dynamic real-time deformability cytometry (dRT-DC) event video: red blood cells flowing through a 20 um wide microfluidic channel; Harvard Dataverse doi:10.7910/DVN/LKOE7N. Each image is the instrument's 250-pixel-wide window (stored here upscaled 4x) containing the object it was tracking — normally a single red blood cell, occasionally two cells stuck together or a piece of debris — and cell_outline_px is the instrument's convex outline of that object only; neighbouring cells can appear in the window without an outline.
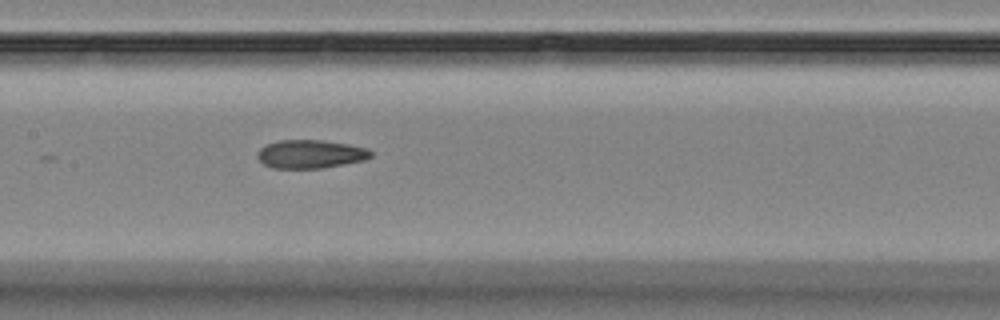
{"species": "Egyptian fruit bat (a non-hibernating species)", "species_latin": "Rousettus aegyptiacus", "temperature_condition": "room temperature", "stored_images_in_passage": 9, "camera_frame_rate_fps": 3000, "um_per_image_px": 0.085, "animal": {"sex": "female"}, "frame": {"image": 1, "passage_image": 9, "time_ms": 9.0, "image_size_px": [1000, 320], "cell_outline_px": [[372, 156], [364, 160], [324, 168], [272, 168], [264, 164], [256, 156], [256, 152], [260, 148], [268, 144], [280, 140], [320, 140], [348, 144], [368, 148], [372, 152]], "centroid_in_image_um": [26.39, 13.1], "position_along_channel_um": 181.0, "area_um2": 18.79}}